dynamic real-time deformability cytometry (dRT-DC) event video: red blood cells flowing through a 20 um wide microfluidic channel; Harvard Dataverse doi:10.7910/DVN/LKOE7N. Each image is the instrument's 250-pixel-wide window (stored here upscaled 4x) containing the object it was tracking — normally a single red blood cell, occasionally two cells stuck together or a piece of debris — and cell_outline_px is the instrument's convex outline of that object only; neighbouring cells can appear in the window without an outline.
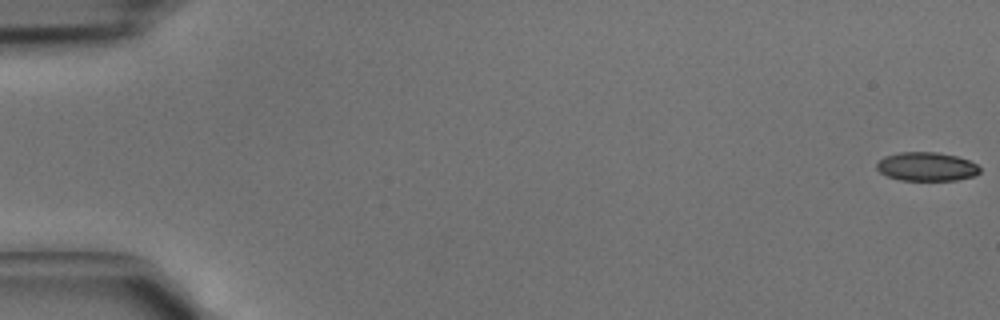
{"species": "common noctule bat (a hibernating species)", "species_latin": "Nyctalus noctula", "temperature_condition": "cold", "stored_images_in_passage": 5, "camera_frame_rate_fps": 3000, "um_per_image_px": 0.085, "animal": {"sex": "male", "body_mass_g": 15.6}, "frame": {"image": 1, "passage_image": 1, "time_ms": 0.0, "image_size_px": [1000, 320], "cell_outline_px": [[980, 172], [976, 176], [956, 180], [900, 180], [888, 176], [880, 172], [876, 168], [876, 164], [884, 156], [896, 152], [936, 152], [956, 156], [968, 160], [976, 164], [980, 168]], "centroid_in_image_um": [78.76, 14.16], "position_along_channel_um": 6.2, "area_um2": 17.34}}
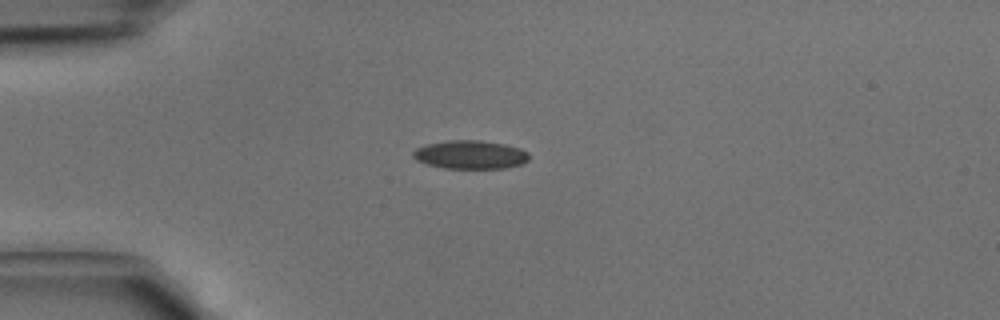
{"frame": {"image": 2, "passage_image": 4, "time_ms": 1.0, "image_size_px": [1000, 320], "cell_outline_px": [[528, 160], [524, 164], [504, 168], [444, 168], [424, 164], [416, 160], [412, 156], [412, 152], [416, 148], [428, 144], [448, 140], [480, 140], [504, 144], [520, 148], [528, 152]], "centroid_in_image_um": [39.96, 13.15], "position_along_channel_um": 45.0, "area_um2": 19.36}}